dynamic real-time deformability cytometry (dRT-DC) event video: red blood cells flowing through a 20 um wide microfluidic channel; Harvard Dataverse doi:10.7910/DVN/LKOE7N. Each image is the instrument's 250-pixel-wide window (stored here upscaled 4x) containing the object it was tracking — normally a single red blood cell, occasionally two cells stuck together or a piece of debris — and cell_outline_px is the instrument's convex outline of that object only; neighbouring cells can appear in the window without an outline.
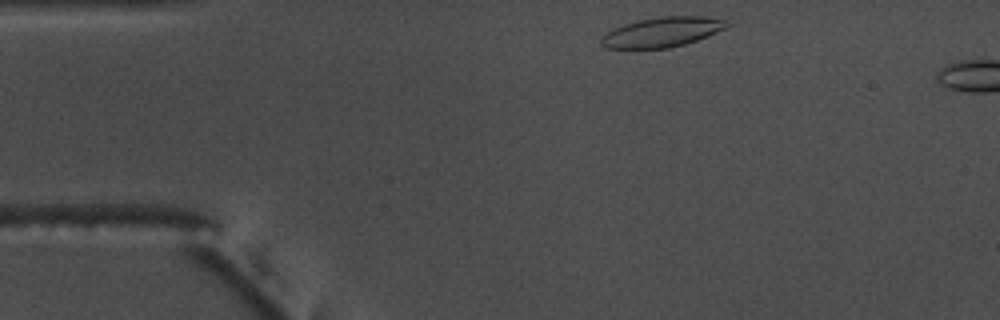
{"species": "common noctule bat (a hibernating species)", "species_latin": "Nyctalus noctula", "temperature_condition": "warm", "stored_images_in_passage": 5, "camera_frame_rate_fps": 3000, "um_per_image_px": 0.085, "animal": {"sex": "male", "body_mass_g": 17.5, "forearm_length_mm": 52.3}, "frame": {"image": 1, "passage_image": 2, "time_ms": 0.333, "image_size_px": [1000, 320], "cell_outline_px": [[736, 24], [728, 28], [696, 40], [684, 44], [668, 48], [608, 48], [600, 44], [600, 40], [612, 28], [624, 24], [640, 20], [660, 16], [704, 16], [724, 20]], "centroid_in_image_um": [56.35, 2.71], "position_along_channel_um": 28.7, "area_um2": 21.85}}